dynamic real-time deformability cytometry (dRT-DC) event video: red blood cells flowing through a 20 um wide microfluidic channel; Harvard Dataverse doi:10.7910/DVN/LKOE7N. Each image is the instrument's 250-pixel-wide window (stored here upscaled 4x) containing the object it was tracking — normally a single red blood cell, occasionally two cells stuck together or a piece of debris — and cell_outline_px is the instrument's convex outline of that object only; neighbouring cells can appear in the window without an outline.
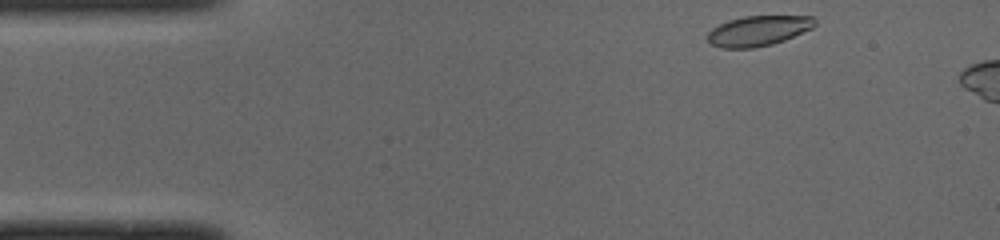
{"species": "common noctule bat (a hibernating species)", "species_latin": "Nyctalus noctula", "temperature_condition": "cold", "stored_images_in_passage": 7, "camera_frame_rate_fps": 3000, "um_per_image_px": 0.085, "animal": {"sex": "male", "body_mass_g": 19.0, "forearm_length_mm": 50.8}, "frame": {"image": 1, "passage_image": 1, "time_ms": 0.0, "image_size_px": [1000, 240], "cell_outline_px": [[816, 24], [812, 28], [784, 40], [772, 44], [752, 48], [720, 48], [712, 44], [708, 40], [708, 32], [712, 28], [728, 20], [744, 16], [812, 16], [816, 20]], "centroid_in_image_um": [64.45, 2.61], "position_along_channel_um": 20.6, "area_um2": 18.79}}